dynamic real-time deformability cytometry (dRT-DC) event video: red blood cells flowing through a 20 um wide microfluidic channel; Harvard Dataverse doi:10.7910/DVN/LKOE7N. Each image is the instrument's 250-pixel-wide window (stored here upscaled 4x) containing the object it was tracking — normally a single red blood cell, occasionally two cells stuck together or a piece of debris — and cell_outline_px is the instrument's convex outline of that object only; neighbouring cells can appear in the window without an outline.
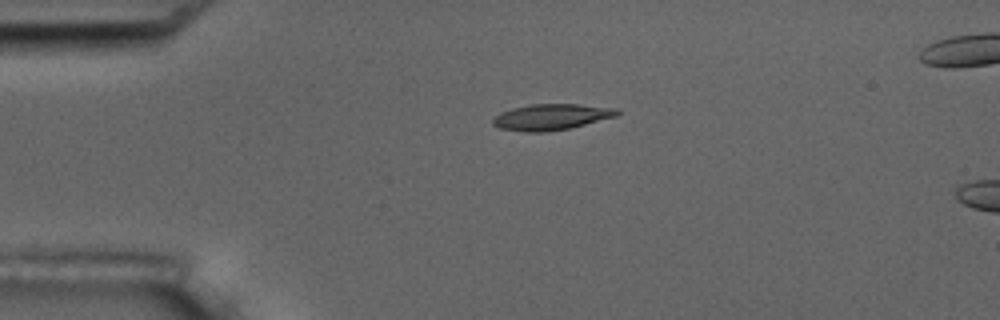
{"species": "common noctule bat (a hibernating species)", "species_latin": "Nyctalus noctula", "temperature_condition": "room temperature", "stored_images_in_passage": 2, "camera_frame_rate_fps": 3000, "um_per_image_px": 0.085, "animal": {"sex": "male", "body_mass_g": 17.5, "forearm_length_mm": 52.3}, "frame": {"image": 1, "passage_image": 1, "time_ms": 0.0, "image_size_px": [1000, 320], "cell_outline_px": [[620, 112], [616, 116], [568, 128], [548, 132], [524, 132], [500, 128], [492, 124], [492, 120], [500, 112], [512, 108], [532, 104], [580, 104], [616, 108]], "centroid_in_image_um": [46.83, 9.94], "position_along_channel_um": 38.2, "area_um2": 18.73}}